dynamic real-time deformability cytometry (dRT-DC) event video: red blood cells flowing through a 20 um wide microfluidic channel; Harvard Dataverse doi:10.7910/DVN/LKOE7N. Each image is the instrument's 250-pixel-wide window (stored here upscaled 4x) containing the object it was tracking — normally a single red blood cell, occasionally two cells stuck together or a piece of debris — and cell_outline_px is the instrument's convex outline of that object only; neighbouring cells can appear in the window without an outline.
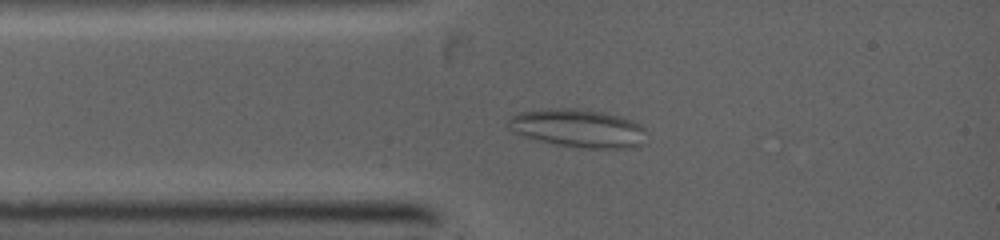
{"species": "common noctule bat (a hibernating species)", "species_latin": "Nyctalus noctula", "temperature_condition": "warm", "stored_images_in_passage": 27, "camera_frame_rate_fps": 5000, "um_per_image_px": 0.085, "animal": {"sex": "female", "body_mass_g": 19.0, "forearm_length_mm": 53.3}, "frame": {"image": 1, "passage_image": 4, "time_ms": 1.4, "image_size_px": [1000, 240], "cell_outline_px": [[648, 132], [644, 144], [636, 148], [584, 148], [556, 144], [536, 140], [512, 132], [504, 124], [512, 116], [520, 112], [556, 108], [576, 108], [604, 112], [620, 116], [632, 120], [640, 124]], "centroid_in_image_um": [49.18, 10.91], "position_along_channel_um": 35.8, "area_um2": 31.21}}
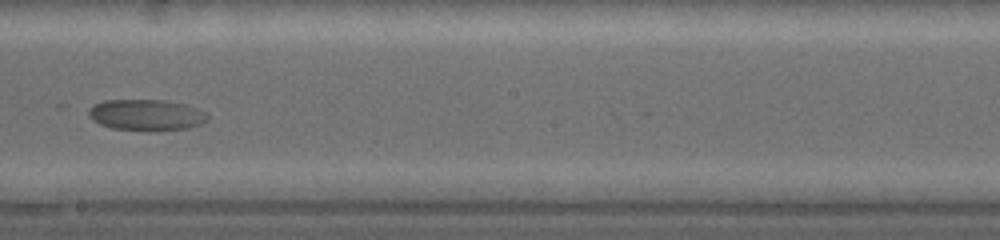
{"frame": {"image": 2, "passage_image": 14, "time_ms": 6.2, "image_size_px": [1000, 240], "cell_outline_px": [[208, 120], [200, 124], [188, 128], [112, 128], [100, 124], [92, 120], [88, 116], [88, 108], [92, 104], [104, 100], [164, 100], [184, 104], [196, 108], [204, 112], [208, 116]], "centroid_in_image_um": [12.37, 9.72], "position_along_channel_um": 235.8, "area_um2": 20.81}}
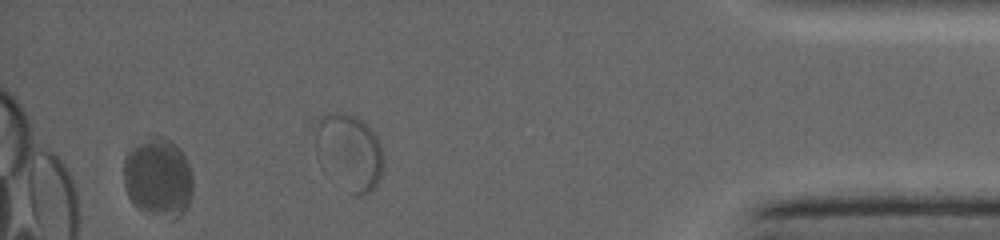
{"frame": {"image": 3, "passage_image": 25, "time_ms": 11.2, "image_size_px": [1000, 240], "cell_outline_px": [[192, 192], [188, 208], [176, 220], [172, 220], [136, 208], [132, 204], [128, 196], [124, 184], [124, 156], [128, 148], [152, 136], [164, 136], [176, 144], [180, 148], [188, 164], [192, 176]], "centroid_in_image_um": [13.44, 15.1], "position_along_channel_um": 421.8, "area_um2": 32.48}}